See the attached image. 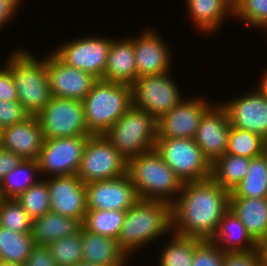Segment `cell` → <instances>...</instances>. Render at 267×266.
Returning <instances> with one entry per match:
<instances>
[{
    "label": "cell",
    "instance_id": "cell-23",
    "mask_svg": "<svg viewBox=\"0 0 267 266\" xmlns=\"http://www.w3.org/2000/svg\"><path fill=\"white\" fill-rule=\"evenodd\" d=\"M137 78L133 40L113 38L102 80L131 85Z\"/></svg>",
    "mask_w": 267,
    "mask_h": 266
},
{
    "label": "cell",
    "instance_id": "cell-6",
    "mask_svg": "<svg viewBox=\"0 0 267 266\" xmlns=\"http://www.w3.org/2000/svg\"><path fill=\"white\" fill-rule=\"evenodd\" d=\"M103 135L128 162L155 149L157 120L132 105Z\"/></svg>",
    "mask_w": 267,
    "mask_h": 266
},
{
    "label": "cell",
    "instance_id": "cell-33",
    "mask_svg": "<svg viewBox=\"0 0 267 266\" xmlns=\"http://www.w3.org/2000/svg\"><path fill=\"white\" fill-rule=\"evenodd\" d=\"M267 152V140L261 135L230 125L227 154L255 158Z\"/></svg>",
    "mask_w": 267,
    "mask_h": 266
},
{
    "label": "cell",
    "instance_id": "cell-43",
    "mask_svg": "<svg viewBox=\"0 0 267 266\" xmlns=\"http://www.w3.org/2000/svg\"><path fill=\"white\" fill-rule=\"evenodd\" d=\"M23 0H0V31L5 28L8 23H12L15 15L18 14V8Z\"/></svg>",
    "mask_w": 267,
    "mask_h": 266
},
{
    "label": "cell",
    "instance_id": "cell-36",
    "mask_svg": "<svg viewBox=\"0 0 267 266\" xmlns=\"http://www.w3.org/2000/svg\"><path fill=\"white\" fill-rule=\"evenodd\" d=\"M33 219L16 199H3L0 203V227L16 233H31Z\"/></svg>",
    "mask_w": 267,
    "mask_h": 266
},
{
    "label": "cell",
    "instance_id": "cell-7",
    "mask_svg": "<svg viewBox=\"0 0 267 266\" xmlns=\"http://www.w3.org/2000/svg\"><path fill=\"white\" fill-rule=\"evenodd\" d=\"M155 150L182 182L211 177V163L194 139L157 138Z\"/></svg>",
    "mask_w": 267,
    "mask_h": 266
},
{
    "label": "cell",
    "instance_id": "cell-52",
    "mask_svg": "<svg viewBox=\"0 0 267 266\" xmlns=\"http://www.w3.org/2000/svg\"><path fill=\"white\" fill-rule=\"evenodd\" d=\"M3 199L4 198H3L2 193H1V185H0V203L2 202Z\"/></svg>",
    "mask_w": 267,
    "mask_h": 266
},
{
    "label": "cell",
    "instance_id": "cell-24",
    "mask_svg": "<svg viewBox=\"0 0 267 266\" xmlns=\"http://www.w3.org/2000/svg\"><path fill=\"white\" fill-rule=\"evenodd\" d=\"M211 241L226 253H247L259 250V244L251 237L240 219L230 210L222 217Z\"/></svg>",
    "mask_w": 267,
    "mask_h": 266
},
{
    "label": "cell",
    "instance_id": "cell-41",
    "mask_svg": "<svg viewBox=\"0 0 267 266\" xmlns=\"http://www.w3.org/2000/svg\"><path fill=\"white\" fill-rule=\"evenodd\" d=\"M259 250L247 253H226L223 266H259Z\"/></svg>",
    "mask_w": 267,
    "mask_h": 266
},
{
    "label": "cell",
    "instance_id": "cell-39",
    "mask_svg": "<svg viewBox=\"0 0 267 266\" xmlns=\"http://www.w3.org/2000/svg\"><path fill=\"white\" fill-rule=\"evenodd\" d=\"M30 116V113L18 100H0V126L2 128L23 122Z\"/></svg>",
    "mask_w": 267,
    "mask_h": 266
},
{
    "label": "cell",
    "instance_id": "cell-14",
    "mask_svg": "<svg viewBox=\"0 0 267 266\" xmlns=\"http://www.w3.org/2000/svg\"><path fill=\"white\" fill-rule=\"evenodd\" d=\"M45 59L53 97L83 101L98 81L91 74L67 65L54 52L48 53Z\"/></svg>",
    "mask_w": 267,
    "mask_h": 266
},
{
    "label": "cell",
    "instance_id": "cell-26",
    "mask_svg": "<svg viewBox=\"0 0 267 266\" xmlns=\"http://www.w3.org/2000/svg\"><path fill=\"white\" fill-rule=\"evenodd\" d=\"M81 227L80 220L48 212L33 219L31 236L35 245L48 246L51 242L78 233Z\"/></svg>",
    "mask_w": 267,
    "mask_h": 266
},
{
    "label": "cell",
    "instance_id": "cell-12",
    "mask_svg": "<svg viewBox=\"0 0 267 266\" xmlns=\"http://www.w3.org/2000/svg\"><path fill=\"white\" fill-rule=\"evenodd\" d=\"M65 42L52 50L64 63L102 80L112 38L85 36Z\"/></svg>",
    "mask_w": 267,
    "mask_h": 266
},
{
    "label": "cell",
    "instance_id": "cell-42",
    "mask_svg": "<svg viewBox=\"0 0 267 266\" xmlns=\"http://www.w3.org/2000/svg\"><path fill=\"white\" fill-rule=\"evenodd\" d=\"M24 266H58L48 246L35 245Z\"/></svg>",
    "mask_w": 267,
    "mask_h": 266
},
{
    "label": "cell",
    "instance_id": "cell-16",
    "mask_svg": "<svg viewBox=\"0 0 267 266\" xmlns=\"http://www.w3.org/2000/svg\"><path fill=\"white\" fill-rule=\"evenodd\" d=\"M85 186L87 209L127 211L139 200L127 173L113 179L93 181Z\"/></svg>",
    "mask_w": 267,
    "mask_h": 266
},
{
    "label": "cell",
    "instance_id": "cell-30",
    "mask_svg": "<svg viewBox=\"0 0 267 266\" xmlns=\"http://www.w3.org/2000/svg\"><path fill=\"white\" fill-rule=\"evenodd\" d=\"M267 152L251 158L246 177L230 192V197L267 198Z\"/></svg>",
    "mask_w": 267,
    "mask_h": 266
},
{
    "label": "cell",
    "instance_id": "cell-21",
    "mask_svg": "<svg viewBox=\"0 0 267 266\" xmlns=\"http://www.w3.org/2000/svg\"><path fill=\"white\" fill-rule=\"evenodd\" d=\"M82 251V261L100 266H128L132 261L116 239L89 232L83 226Z\"/></svg>",
    "mask_w": 267,
    "mask_h": 266
},
{
    "label": "cell",
    "instance_id": "cell-46",
    "mask_svg": "<svg viewBox=\"0 0 267 266\" xmlns=\"http://www.w3.org/2000/svg\"><path fill=\"white\" fill-rule=\"evenodd\" d=\"M261 257L267 260V236L259 243Z\"/></svg>",
    "mask_w": 267,
    "mask_h": 266
},
{
    "label": "cell",
    "instance_id": "cell-51",
    "mask_svg": "<svg viewBox=\"0 0 267 266\" xmlns=\"http://www.w3.org/2000/svg\"><path fill=\"white\" fill-rule=\"evenodd\" d=\"M2 127L0 126V145H1V140H2Z\"/></svg>",
    "mask_w": 267,
    "mask_h": 266
},
{
    "label": "cell",
    "instance_id": "cell-29",
    "mask_svg": "<svg viewBox=\"0 0 267 266\" xmlns=\"http://www.w3.org/2000/svg\"><path fill=\"white\" fill-rule=\"evenodd\" d=\"M41 178L37 160L23 159L0 181L4 199H15Z\"/></svg>",
    "mask_w": 267,
    "mask_h": 266
},
{
    "label": "cell",
    "instance_id": "cell-32",
    "mask_svg": "<svg viewBox=\"0 0 267 266\" xmlns=\"http://www.w3.org/2000/svg\"><path fill=\"white\" fill-rule=\"evenodd\" d=\"M126 217V211L88 209L82 226L89 232L116 239Z\"/></svg>",
    "mask_w": 267,
    "mask_h": 266
},
{
    "label": "cell",
    "instance_id": "cell-4",
    "mask_svg": "<svg viewBox=\"0 0 267 266\" xmlns=\"http://www.w3.org/2000/svg\"><path fill=\"white\" fill-rule=\"evenodd\" d=\"M29 48L11 50L4 63L9 67L18 101L30 113L38 115L51 99L46 59L34 56Z\"/></svg>",
    "mask_w": 267,
    "mask_h": 266
},
{
    "label": "cell",
    "instance_id": "cell-10",
    "mask_svg": "<svg viewBox=\"0 0 267 266\" xmlns=\"http://www.w3.org/2000/svg\"><path fill=\"white\" fill-rule=\"evenodd\" d=\"M36 116L44 139L91 135L87 129L82 101L52 96Z\"/></svg>",
    "mask_w": 267,
    "mask_h": 266
},
{
    "label": "cell",
    "instance_id": "cell-38",
    "mask_svg": "<svg viewBox=\"0 0 267 266\" xmlns=\"http://www.w3.org/2000/svg\"><path fill=\"white\" fill-rule=\"evenodd\" d=\"M226 252L211 240H203L196 248L192 266H223Z\"/></svg>",
    "mask_w": 267,
    "mask_h": 266
},
{
    "label": "cell",
    "instance_id": "cell-22",
    "mask_svg": "<svg viewBox=\"0 0 267 266\" xmlns=\"http://www.w3.org/2000/svg\"><path fill=\"white\" fill-rule=\"evenodd\" d=\"M188 16L195 30L211 35L221 30L227 18H233V5L228 0H185Z\"/></svg>",
    "mask_w": 267,
    "mask_h": 266
},
{
    "label": "cell",
    "instance_id": "cell-37",
    "mask_svg": "<svg viewBox=\"0 0 267 266\" xmlns=\"http://www.w3.org/2000/svg\"><path fill=\"white\" fill-rule=\"evenodd\" d=\"M233 18L267 32V0H240L233 6Z\"/></svg>",
    "mask_w": 267,
    "mask_h": 266
},
{
    "label": "cell",
    "instance_id": "cell-1",
    "mask_svg": "<svg viewBox=\"0 0 267 266\" xmlns=\"http://www.w3.org/2000/svg\"><path fill=\"white\" fill-rule=\"evenodd\" d=\"M230 191L211 177L183 182L182 190L171 205L172 232L179 236L211 240L219 222L229 210Z\"/></svg>",
    "mask_w": 267,
    "mask_h": 266
},
{
    "label": "cell",
    "instance_id": "cell-25",
    "mask_svg": "<svg viewBox=\"0 0 267 266\" xmlns=\"http://www.w3.org/2000/svg\"><path fill=\"white\" fill-rule=\"evenodd\" d=\"M229 210L258 244L267 236V198L229 197Z\"/></svg>",
    "mask_w": 267,
    "mask_h": 266
},
{
    "label": "cell",
    "instance_id": "cell-18",
    "mask_svg": "<svg viewBox=\"0 0 267 266\" xmlns=\"http://www.w3.org/2000/svg\"><path fill=\"white\" fill-rule=\"evenodd\" d=\"M50 198V212L84 222L87 209L86 186L76 175L45 178Z\"/></svg>",
    "mask_w": 267,
    "mask_h": 266
},
{
    "label": "cell",
    "instance_id": "cell-20",
    "mask_svg": "<svg viewBox=\"0 0 267 266\" xmlns=\"http://www.w3.org/2000/svg\"><path fill=\"white\" fill-rule=\"evenodd\" d=\"M43 141L41 124L37 116L31 115L23 122L2 129L0 147L22 159L37 160Z\"/></svg>",
    "mask_w": 267,
    "mask_h": 266
},
{
    "label": "cell",
    "instance_id": "cell-15",
    "mask_svg": "<svg viewBox=\"0 0 267 266\" xmlns=\"http://www.w3.org/2000/svg\"><path fill=\"white\" fill-rule=\"evenodd\" d=\"M251 89L220 103L226 108L231 126L257 133L267 140V96L256 86Z\"/></svg>",
    "mask_w": 267,
    "mask_h": 266
},
{
    "label": "cell",
    "instance_id": "cell-35",
    "mask_svg": "<svg viewBox=\"0 0 267 266\" xmlns=\"http://www.w3.org/2000/svg\"><path fill=\"white\" fill-rule=\"evenodd\" d=\"M52 258L58 266H74L82 261V227L71 236L61 238L48 245Z\"/></svg>",
    "mask_w": 267,
    "mask_h": 266
},
{
    "label": "cell",
    "instance_id": "cell-17",
    "mask_svg": "<svg viewBox=\"0 0 267 266\" xmlns=\"http://www.w3.org/2000/svg\"><path fill=\"white\" fill-rule=\"evenodd\" d=\"M154 28L137 36H131L134 43L137 78L172 72V52L165 39Z\"/></svg>",
    "mask_w": 267,
    "mask_h": 266
},
{
    "label": "cell",
    "instance_id": "cell-3",
    "mask_svg": "<svg viewBox=\"0 0 267 266\" xmlns=\"http://www.w3.org/2000/svg\"><path fill=\"white\" fill-rule=\"evenodd\" d=\"M127 174L141 200L162 201L172 205L183 182L154 149L127 162Z\"/></svg>",
    "mask_w": 267,
    "mask_h": 266
},
{
    "label": "cell",
    "instance_id": "cell-13",
    "mask_svg": "<svg viewBox=\"0 0 267 266\" xmlns=\"http://www.w3.org/2000/svg\"><path fill=\"white\" fill-rule=\"evenodd\" d=\"M214 103L202 96L184 98L157 120V138L194 139L204 113Z\"/></svg>",
    "mask_w": 267,
    "mask_h": 266
},
{
    "label": "cell",
    "instance_id": "cell-49",
    "mask_svg": "<svg viewBox=\"0 0 267 266\" xmlns=\"http://www.w3.org/2000/svg\"><path fill=\"white\" fill-rule=\"evenodd\" d=\"M259 266H267V260L261 257Z\"/></svg>",
    "mask_w": 267,
    "mask_h": 266
},
{
    "label": "cell",
    "instance_id": "cell-31",
    "mask_svg": "<svg viewBox=\"0 0 267 266\" xmlns=\"http://www.w3.org/2000/svg\"><path fill=\"white\" fill-rule=\"evenodd\" d=\"M35 246L31 233H16L0 227V261L24 266Z\"/></svg>",
    "mask_w": 267,
    "mask_h": 266
},
{
    "label": "cell",
    "instance_id": "cell-45",
    "mask_svg": "<svg viewBox=\"0 0 267 266\" xmlns=\"http://www.w3.org/2000/svg\"><path fill=\"white\" fill-rule=\"evenodd\" d=\"M263 74H262V78H260V80H258L257 83L259 84H256L255 86L264 94L267 96V69L262 70Z\"/></svg>",
    "mask_w": 267,
    "mask_h": 266
},
{
    "label": "cell",
    "instance_id": "cell-27",
    "mask_svg": "<svg viewBox=\"0 0 267 266\" xmlns=\"http://www.w3.org/2000/svg\"><path fill=\"white\" fill-rule=\"evenodd\" d=\"M249 158L225 153L211 164V178L230 192L248 173Z\"/></svg>",
    "mask_w": 267,
    "mask_h": 266
},
{
    "label": "cell",
    "instance_id": "cell-40",
    "mask_svg": "<svg viewBox=\"0 0 267 266\" xmlns=\"http://www.w3.org/2000/svg\"><path fill=\"white\" fill-rule=\"evenodd\" d=\"M0 100H18L17 90L11 71L5 63L0 66Z\"/></svg>",
    "mask_w": 267,
    "mask_h": 266
},
{
    "label": "cell",
    "instance_id": "cell-28",
    "mask_svg": "<svg viewBox=\"0 0 267 266\" xmlns=\"http://www.w3.org/2000/svg\"><path fill=\"white\" fill-rule=\"evenodd\" d=\"M172 235V236H171ZM163 243L157 258L159 266H192L195 248L203 241L194 237H184L170 233Z\"/></svg>",
    "mask_w": 267,
    "mask_h": 266
},
{
    "label": "cell",
    "instance_id": "cell-8",
    "mask_svg": "<svg viewBox=\"0 0 267 266\" xmlns=\"http://www.w3.org/2000/svg\"><path fill=\"white\" fill-rule=\"evenodd\" d=\"M170 74L136 78L131 84L133 106L148 112L156 120L177 106L184 98L178 87L180 85Z\"/></svg>",
    "mask_w": 267,
    "mask_h": 266
},
{
    "label": "cell",
    "instance_id": "cell-47",
    "mask_svg": "<svg viewBox=\"0 0 267 266\" xmlns=\"http://www.w3.org/2000/svg\"><path fill=\"white\" fill-rule=\"evenodd\" d=\"M74 266H100V265H96V264H91V263H87L84 261L78 262L76 265Z\"/></svg>",
    "mask_w": 267,
    "mask_h": 266
},
{
    "label": "cell",
    "instance_id": "cell-19",
    "mask_svg": "<svg viewBox=\"0 0 267 266\" xmlns=\"http://www.w3.org/2000/svg\"><path fill=\"white\" fill-rule=\"evenodd\" d=\"M229 132L230 121L226 108L216 102L204 113L194 137L211 164L226 153Z\"/></svg>",
    "mask_w": 267,
    "mask_h": 266
},
{
    "label": "cell",
    "instance_id": "cell-5",
    "mask_svg": "<svg viewBox=\"0 0 267 266\" xmlns=\"http://www.w3.org/2000/svg\"><path fill=\"white\" fill-rule=\"evenodd\" d=\"M82 103L89 133L103 135L133 105L131 85L98 80Z\"/></svg>",
    "mask_w": 267,
    "mask_h": 266
},
{
    "label": "cell",
    "instance_id": "cell-44",
    "mask_svg": "<svg viewBox=\"0 0 267 266\" xmlns=\"http://www.w3.org/2000/svg\"><path fill=\"white\" fill-rule=\"evenodd\" d=\"M22 160L19 155L0 147V181L17 167Z\"/></svg>",
    "mask_w": 267,
    "mask_h": 266
},
{
    "label": "cell",
    "instance_id": "cell-50",
    "mask_svg": "<svg viewBox=\"0 0 267 266\" xmlns=\"http://www.w3.org/2000/svg\"><path fill=\"white\" fill-rule=\"evenodd\" d=\"M233 6L240 0H228Z\"/></svg>",
    "mask_w": 267,
    "mask_h": 266
},
{
    "label": "cell",
    "instance_id": "cell-11",
    "mask_svg": "<svg viewBox=\"0 0 267 266\" xmlns=\"http://www.w3.org/2000/svg\"><path fill=\"white\" fill-rule=\"evenodd\" d=\"M90 136L44 139L37 158L41 178L76 174Z\"/></svg>",
    "mask_w": 267,
    "mask_h": 266
},
{
    "label": "cell",
    "instance_id": "cell-48",
    "mask_svg": "<svg viewBox=\"0 0 267 266\" xmlns=\"http://www.w3.org/2000/svg\"><path fill=\"white\" fill-rule=\"evenodd\" d=\"M0 266H22V265L0 261Z\"/></svg>",
    "mask_w": 267,
    "mask_h": 266
},
{
    "label": "cell",
    "instance_id": "cell-2",
    "mask_svg": "<svg viewBox=\"0 0 267 266\" xmlns=\"http://www.w3.org/2000/svg\"><path fill=\"white\" fill-rule=\"evenodd\" d=\"M170 233H172L171 205L162 201L139 199L126 211L117 241L123 251L133 259L132 255L138 251L140 253L144 246L147 248L158 238L160 241L164 235L166 237Z\"/></svg>",
    "mask_w": 267,
    "mask_h": 266
},
{
    "label": "cell",
    "instance_id": "cell-34",
    "mask_svg": "<svg viewBox=\"0 0 267 266\" xmlns=\"http://www.w3.org/2000/svg\"><path fill=\"white\" fill-rule=\"evenodd\" d=\"M15 199L32 219L50 212L49 191L45 179H40Z\"/></svg>",
    "mask_w": 267,
    "mask_h": 266
},
{
    "label": "cell",
    "instance_id": "cell-9",
    "mask_svg": "<svg viewBox=\"0 0 267 266\" xmlns=\"http://www.w3.org/2000/svg\"><path fill=\"white\" fill-rule=\"evenodd\" d=\"M127 173V161L104 135H91L76 175L84 184L117 178Z\"/></svg>",
    "mask_w": 267,
    "mask_h": 266
}]
</instances>
